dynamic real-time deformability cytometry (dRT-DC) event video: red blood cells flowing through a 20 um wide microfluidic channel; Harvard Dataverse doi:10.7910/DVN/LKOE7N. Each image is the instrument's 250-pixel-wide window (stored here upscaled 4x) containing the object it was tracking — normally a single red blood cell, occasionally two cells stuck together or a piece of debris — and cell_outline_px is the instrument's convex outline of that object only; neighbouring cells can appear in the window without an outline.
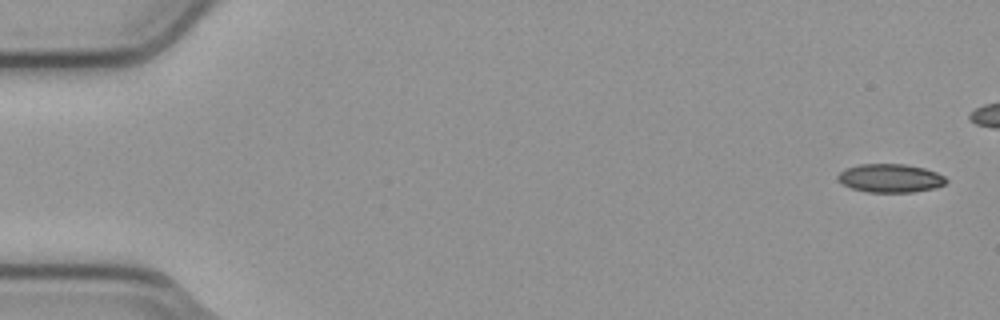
{"species": "common noctule bat (a hibernating species)", "species_latin": "Nyctalus noctula", "temperature_condition": "cold", "stored_images_in_passage": 6, "camera_frame_rate_fps": 3000, "um_per_image_px": 0.085, "animal": {"sex": "male", "body_mass_g": 23.1, "forearm_length_mm": 52.7}, "frame": {"image": 1, "passage_image": 1, "time_ms": 0.0, "image_size_px": [1000, 320], "cell_outline_px": [[948, 180], [944, 184], [936, 188], [912, 192], [868, 192], [852, 188], [844, 184], [836, 176], [844, 168], [860, 164], [904, 164], [924, 168], [936, 172], [944, 176]], "centroid_in_image_um": [75.69, 15.14], "position_along_channel_um": 9.3, "area_um2": 17.92}}
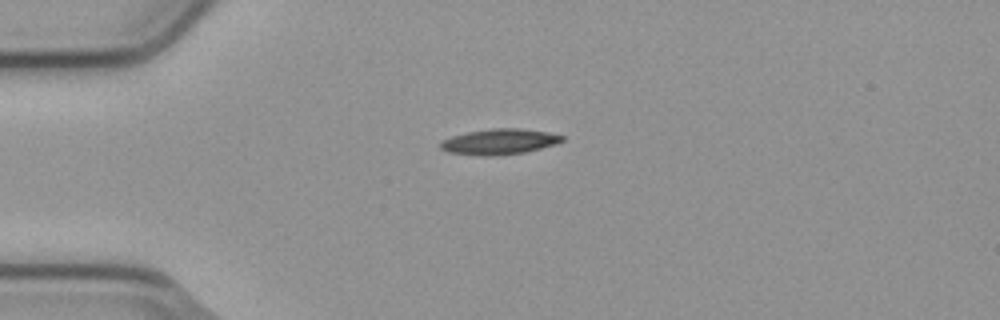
{"frame": {"image": 2, "passage_image": 6, "time_ms": 1.667, "image_size_px": [1000, 320], "cell_outline_px": [[564, 140], [556, 144], [524, 152], [496, 156], [480, 156], [448, 152], [440, 148], [440, 144], [444, 140], [452, 136], [468, 132], [492, 128], [520, 128], [548, 132], [564, 136]], "centroid_in_image_um": [42.46, 12.04], "position_along_channel_um": 42.5, "area_um2": 18.09}}